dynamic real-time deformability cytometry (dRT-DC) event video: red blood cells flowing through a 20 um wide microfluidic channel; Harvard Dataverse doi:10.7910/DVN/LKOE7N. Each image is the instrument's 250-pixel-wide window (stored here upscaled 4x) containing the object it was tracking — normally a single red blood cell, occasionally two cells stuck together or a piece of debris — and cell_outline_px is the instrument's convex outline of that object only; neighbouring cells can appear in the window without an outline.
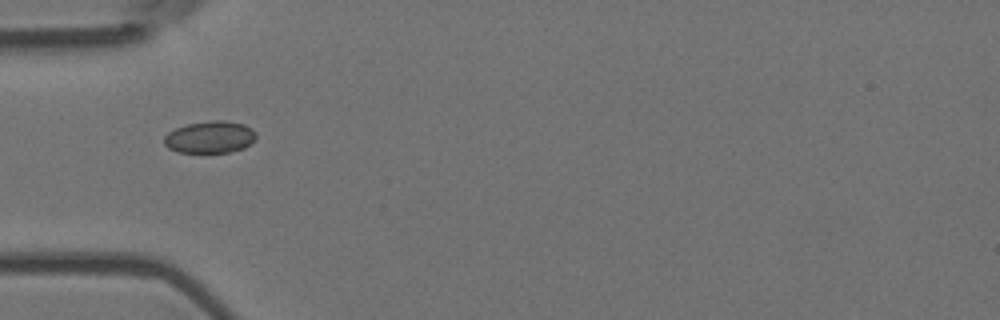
{"species": "Egyptian fruit bat (a non-hibernating species)", "species_latin": "Rousettus aegyptiacus", "temperature_condition": "room temperature", "stored_images_in_passage": 11, "camera_frame_rate_fps": 3000, "um_per_image_px": 0.085, "animal": {"sex": "female"}, "frame": {"image": 1, "passage_image": 5, "time_ms": 1.333, "image_size_px": [1000, 320], "cell_outline_px": [[256, 136], [244, 148], [228, 152], [176, 152], [168, 148], [164, 144], [164, 136], [168, 132], [176, 128], [188, 124], [212, 120], [224, 120], [244, 124], [252, 128], [256, 132]], "centroid_in_image_um": [17.83, 11.65], "position_along_channel_um": 67.2, "area_um2": 17.11}}
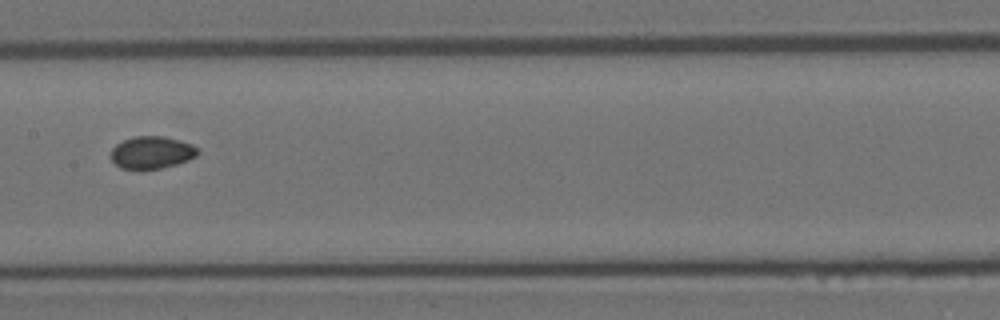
{"frame": {"image": 2, "passage_image": 8, "time_ms": 2.333, "image_size_px": [1000, 320], "cell_outline_px": [[200, 152], [196, 156], [188, 160], [176, 164], [160, 168], [120, 168], [112, 160], [112, 148], [116, 144], [124, 140], [136, 136], [164, 136], [180, 140], [192, 144], [200, 148]], "centroid_in_image_um": [12.95, 12.94], "position_along_channel_um": 194.5, "area_um2": 16.24}}
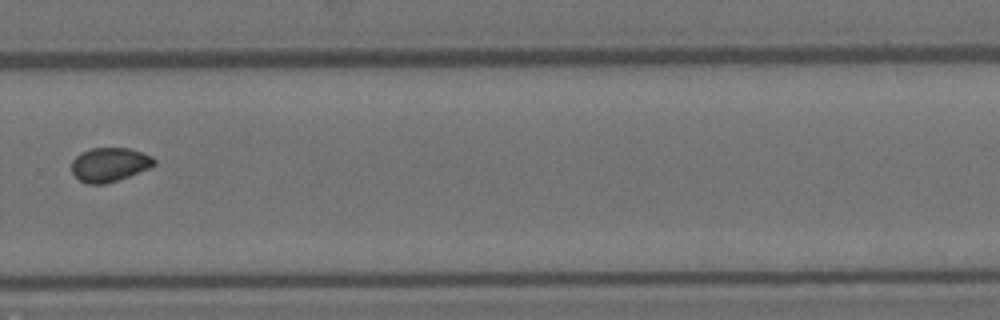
{"frame": {"image": 3, "passage_image": 11, "time_ms": 3.333, "image_size_px": [1000, 320], "cell_outline_px": [[156, 164], [148, 168], [128, 176], [104, 184], [88, 184], [80, 180], [72, 172], [72, 160], [76, 156], [92, 148], [128, 148], [152, 156], [156, 160]], "centroid_in_image_um": [9.31, 13.99], "position_along_channel_um": 320.5, "area_um2": 16.07}}